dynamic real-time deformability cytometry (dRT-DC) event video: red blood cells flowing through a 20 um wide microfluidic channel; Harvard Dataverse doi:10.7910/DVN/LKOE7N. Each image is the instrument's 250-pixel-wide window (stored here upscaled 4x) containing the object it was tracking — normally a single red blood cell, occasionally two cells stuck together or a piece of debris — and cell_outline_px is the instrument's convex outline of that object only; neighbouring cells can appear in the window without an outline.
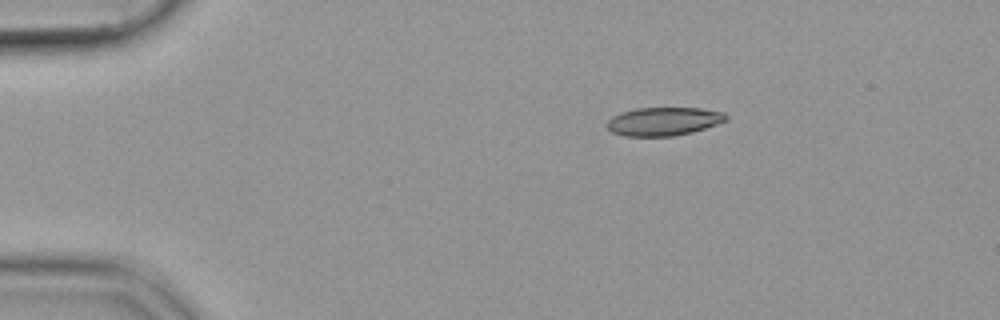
{"species": "common noctule bat (a hibernating species)", "species_latin": "Nyctalus noctula", "temperature_condition": "cold", "stored_images_in_passage": 45, "camera_frame_rate_fps": 3000, "um_per_image_px": 0.085, "animal": {"sex": "female", "body_mass_g": 19.9}, "frame": {"image": 1, "passage_image": 1, "time_ms": 0.0, "image_size_px": [1000, 320], "cell_outline_px": [[728, 120], [692, 132], [672, 136], [624, 136], [612, 132], [604, 124], [612, 116], [620, 112], [636, 108], [700, 108], [724, 112], [728, 116]], "centroid_in_image_um": [56.38, 10.31], "position_along_channel_um": 28.6, "area_um2": 19.77}}
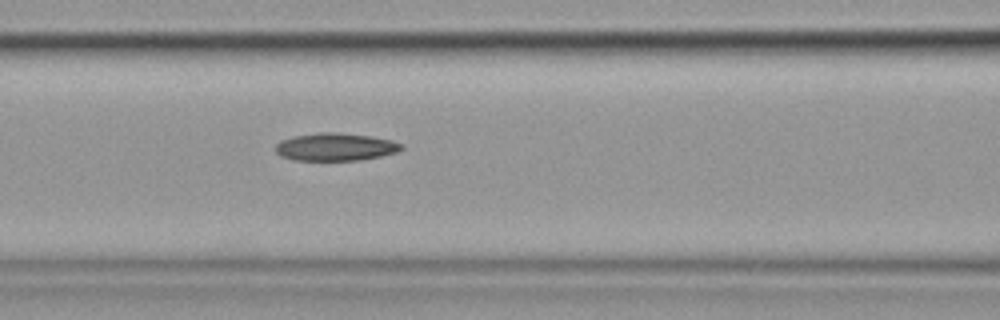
{"frame": {"image": 2, "passage_image": 15, "time_ms": 4.667, "image_size_px": [1000, 320], "cell_outline_px": [[404, 148], [396, 152], [380, 156], [360, 160], [292, 160], [280, 156], [276, 152], [276, 144], [280, 140], [292, 136], [320, 132], [336, 132], [372, 136], [392, 140], [400, 144]], "centroid_in_image_um": [28.48, 12.48], "position_along_channel_um": 138.1, "area_um2": 20.4}}
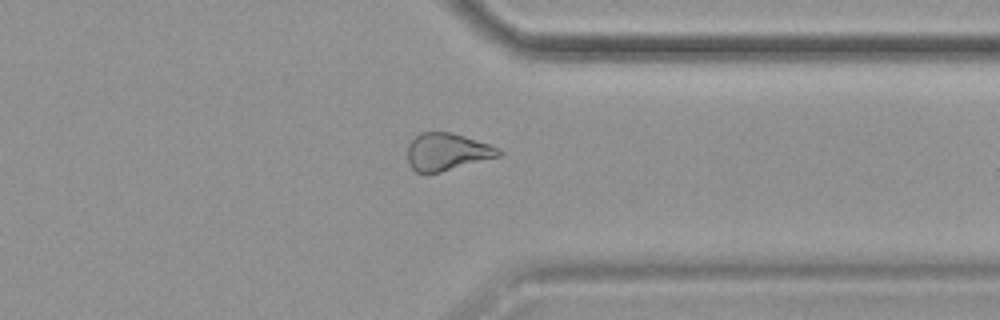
{"frame": {"image": 3, "passage_image": 34, "time_ms": 11.0, "image_size_px": [1000, 320], "cell_outline_px": [[504, 152], [500, 156], [440, 172], [416, 172], [408, 164], [408, 144], [420, 132], [448, 132], [464, 136], [500, 148]], "centroid_in_image_um": [38.0, 12.9], "position_along_channel_um": 373.4, "area_um2": 19.65}}